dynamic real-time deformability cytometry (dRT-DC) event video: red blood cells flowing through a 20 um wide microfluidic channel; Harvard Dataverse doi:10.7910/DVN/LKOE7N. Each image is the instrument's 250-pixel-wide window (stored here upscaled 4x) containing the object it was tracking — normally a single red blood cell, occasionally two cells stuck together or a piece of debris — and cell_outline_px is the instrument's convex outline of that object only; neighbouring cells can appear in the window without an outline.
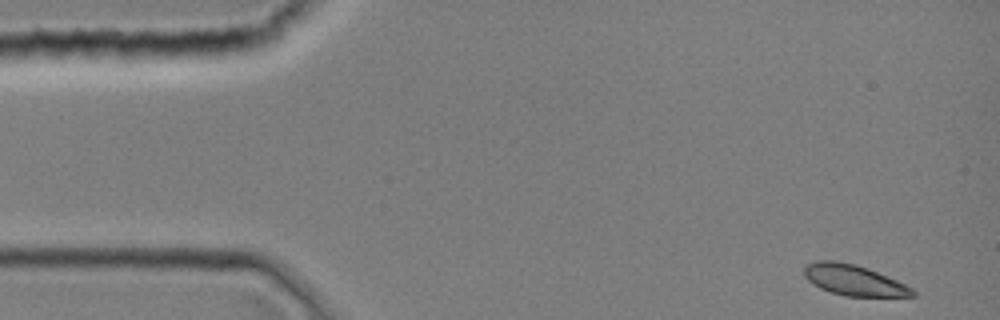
{"species": "common noctule bat (a hibernating species)", "species_latin": "Nyctalus noctula", "temperature_condition": "room temperature", "stored_images_in_passage": 10, "camera_frame_rate_fps": 3000, "um_per_image_px": 0.085, "animal": {"sex": "female", "body_mass_g": 19.0, "forearm_length_mm": 51.5}, "frame": {"image": 1, "passage_image": 1, "time_ms": 0.0, "image_size_px": [1000, 320], "cell_outline_px": [[916, 296], [844, 296], [820, 288], [812, 284], [804, 276], [804, 264], [816, 260], [836, 260], [856, 264], [868, 268], [896, 280], [912, 288], [916, 292]], "centroid_in_image_um": [72.53, 23.79], "position_along_channel_um": 12.5, "area_um2": 19.48}}
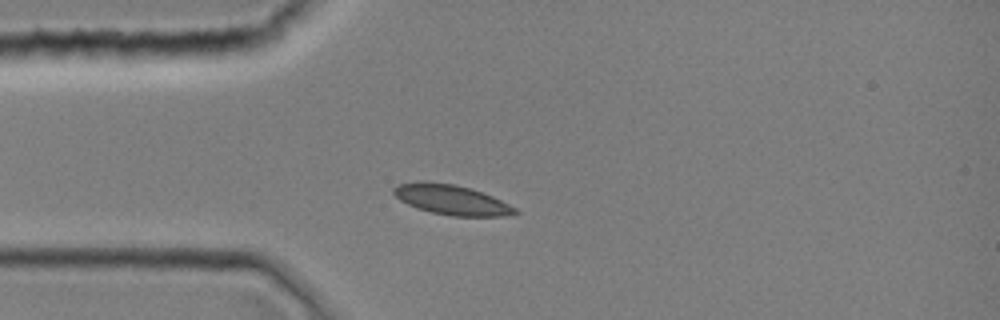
{"frame": {"image": 2, "passage_image": 9, "time_ms": 2.667, "image_size_px": [1000, 320], "cell_outline_px": [[520, 212], [504, 216], [452, 216], [432, 212], [416, 208], [400, 200], [392, 192], [392, 188], [400, 184], [416, 180], [420, 180], [452, 184], [468, 188], [492, 196], [516, 208]], "centroid_in_image_um": [38.33, 16.97], "position_along_channel_um": 46.7, "area_um2": 21.04}}